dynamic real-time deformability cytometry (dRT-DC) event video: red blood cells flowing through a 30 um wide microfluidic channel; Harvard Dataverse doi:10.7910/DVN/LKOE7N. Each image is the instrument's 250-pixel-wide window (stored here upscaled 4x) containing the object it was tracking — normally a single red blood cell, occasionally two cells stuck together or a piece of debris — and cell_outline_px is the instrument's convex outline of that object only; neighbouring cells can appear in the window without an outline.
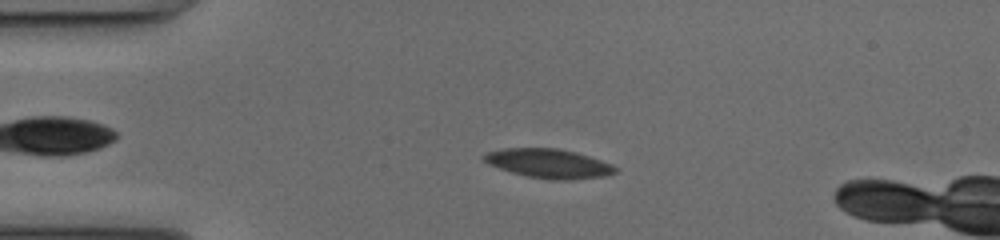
{"species": "common noctule bat (a hibernating species)", "species_latin": "Nyctalus noctula", "temperature_condition": "cold", "stored_images_in_passage": 16, "camera_frame_rate_fps": 3000, "um_per_image_px": 0.085, "animal": {"sex": "female", "body_mass_g": 17.0, "forearm_length_mm": 48.0}, "frame": {"image": 1, "passage_image": 12, "time_ms": 3.667, "image_size_px": [1000, 240], "cell_outline_px": [[616, 172], [604, 176], [568, 180], [552, 180], [524, 176], [488, 164], [484, 160], [484, 156], [488, 152], [504, 148], [560, 148], [576, 152], [600, 160], [616, 168]], "centroid_in_image_um": [46.62, 13.9], "position_along_channel_um": 38.4, "area_um2": 22.08}}